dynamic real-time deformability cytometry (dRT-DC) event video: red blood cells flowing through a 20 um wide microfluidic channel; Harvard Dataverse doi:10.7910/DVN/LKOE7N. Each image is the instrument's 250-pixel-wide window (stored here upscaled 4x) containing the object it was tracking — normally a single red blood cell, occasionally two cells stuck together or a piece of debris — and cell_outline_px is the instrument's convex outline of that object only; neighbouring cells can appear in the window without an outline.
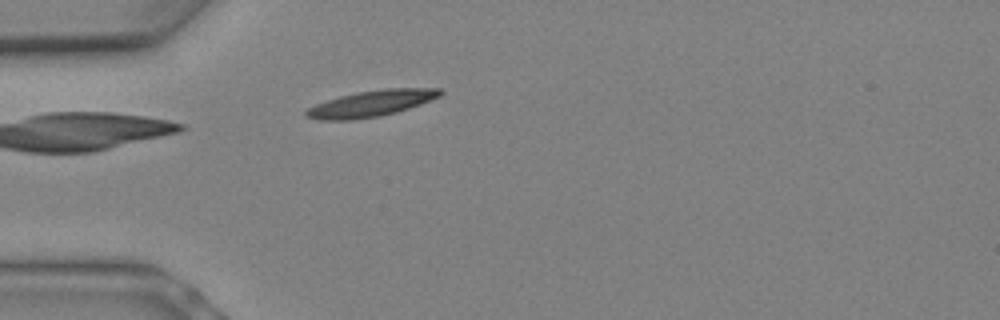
{"species": "Egyptian fruit bat (a non-hibernating species)", "species_latin": "Rousettus aegyptiacus", "temperature_condition": "warm", "stored_images_in_passage": 7, "camera_frame_rate_fps": 3000, "um_per_image_px": 0.085, "animal": {"sex": "female"}, "frame": {"image": 1, "passage_image": 4, "time_ms": 1.0, "image_size_px": [1000, 320], "cell_outline_px": [[444, 92], [440, 96], [420, 104], [396, 112], [380, 116], [352, 120], [320, 120], [304, 116], [304, 112], [308, 108], [316, 104], [340, 96], [356, 92], [384, 88], [440, 88]], "centroid_in_image_um": [31.55, 8.79], "position_along_channel_um": 53.5, "area_um2": 20.4}}